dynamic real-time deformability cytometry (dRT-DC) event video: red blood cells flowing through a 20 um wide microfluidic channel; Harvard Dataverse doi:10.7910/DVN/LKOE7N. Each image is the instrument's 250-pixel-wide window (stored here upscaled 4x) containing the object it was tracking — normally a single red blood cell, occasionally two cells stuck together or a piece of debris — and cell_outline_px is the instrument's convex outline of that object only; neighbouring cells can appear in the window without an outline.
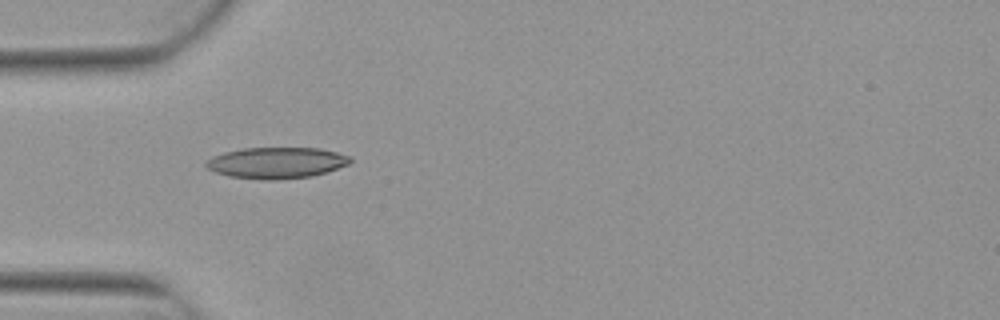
{"species": "Egyptian fruit bat (a non-hibernating species)", "species_latin": "Rousettus aegyptiacus", "temperature_condition": "warm", "stored_images_in_passage": 2, "camera_frame_rate_fps": 3000, "um_per_image_px": 0.085, "animal": {"sex": "female"}, "frame": {"image": 1, "passage_image": 1, "time_ms": 0.0, "image_size_px": [1000, 320], "cell_outline_px": [[352, 160], [348, 164], [328, 172], [312, 176], [276, 180], [264, 180], [228, 176], [216, 172], [208, 168], [204, 164], [212, 156], [224, 152], [244, 148], [320, 148], [352, 156]], "centroid_in_image_um": [23.53, 13.84], "position_along_channel_um": 61.5, "area_um2": 26.3}}
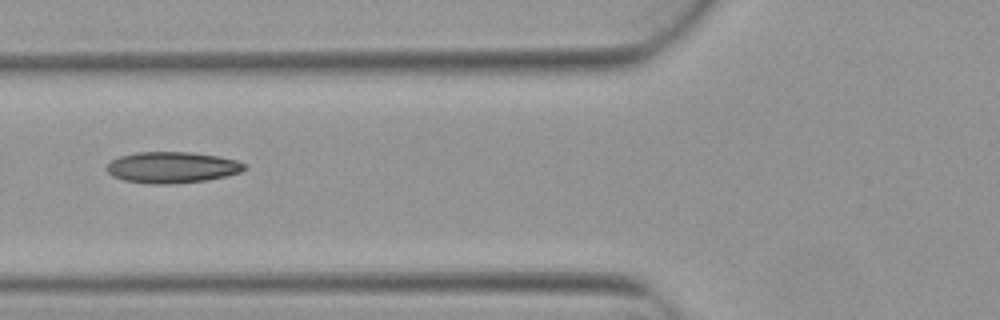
{"frame": {"image": 2, "passage_image": 2, "time_ms": 0.333, "image_size_px": [1000, 320], "cell_outline_px": [[248, 168], [240, 172], [208, 180], [168, 184], [152, 184], [124, 180], [112, 176], [104, 168], [112, 160], [120, 156], [136, 152], [192, 152], [216, 156], [236, 160], [248, 164]], "centroid_in_image_um": [14.63, 14.22], "position_along_channel_um": 111.2, "area_um2": 25.09}}